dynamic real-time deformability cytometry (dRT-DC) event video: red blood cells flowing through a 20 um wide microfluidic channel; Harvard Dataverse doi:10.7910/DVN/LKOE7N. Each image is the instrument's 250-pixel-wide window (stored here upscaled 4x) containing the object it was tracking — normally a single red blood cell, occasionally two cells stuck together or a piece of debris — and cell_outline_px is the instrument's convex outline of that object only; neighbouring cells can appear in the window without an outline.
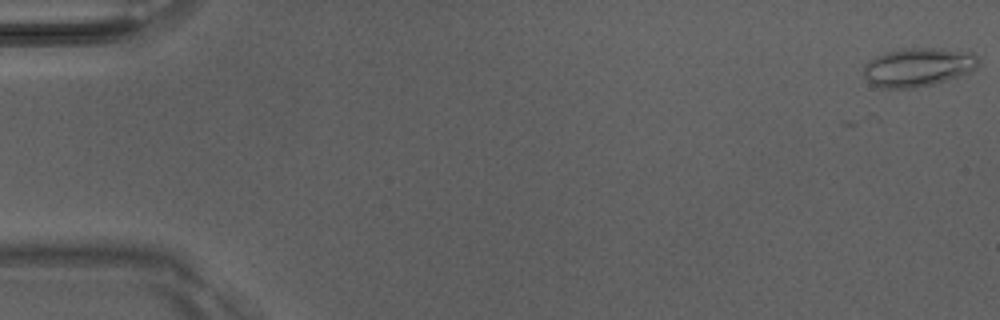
{"species": "Egyptian fruit bat (a non-hibernating species)", "species_latin": "Rousettus aegyptiacus", "temperature_condition": "room temperature", "stored_images_in_passage": 4, "camera_frame_rate_fps": 3000, "um_per_image_px": 0.085, "animal": {"sex": "male"}, "frame": {"image": 1, "passage_image": 1, "time_ms": 0.0, "image_size_px": [1000, 320], "cell_outline_px": [[980, 64], [972, 72], [932, 84], [916, 88], [880, 88], [872, 84], [864, 76], [864, 64], [868, 60], [884, 52], [904, 48], [968, 48], [980, 60]], "centroid_in_image_um": [78.1, 5.67], "position_along_channel_um": 6.9, "area_um2": 26.53}}